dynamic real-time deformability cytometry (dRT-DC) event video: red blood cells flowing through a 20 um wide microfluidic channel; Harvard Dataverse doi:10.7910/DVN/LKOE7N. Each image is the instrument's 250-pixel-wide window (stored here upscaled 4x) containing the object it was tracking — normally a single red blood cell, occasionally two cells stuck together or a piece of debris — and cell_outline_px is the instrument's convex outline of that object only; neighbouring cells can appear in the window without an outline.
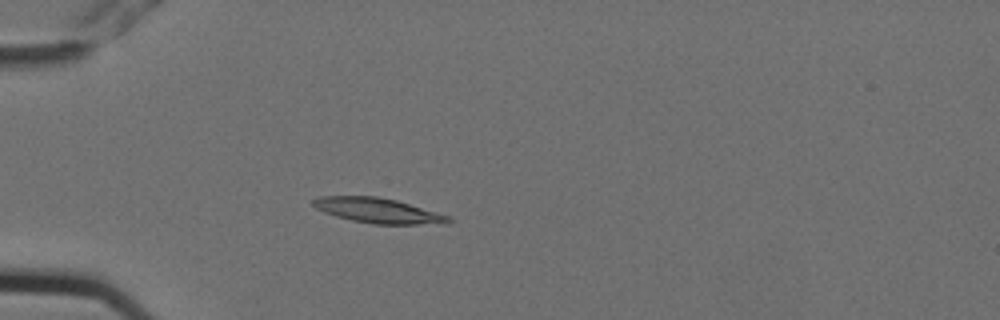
{"species": "Egyptian fruit bat (a non-hibernating species)", "species_latin": "Rousettus aegyptiacus", "temperature_condition": "cold", "stored_images_in_passage": 4, "camera_frame_rate_fps": 3000, "um_per_image_px": 0.085, "animal": {"sex": "female"}, "frame": {"image": 1, "passage_image": 3, "time_ms": 0.667, "image_size_px": [1000, 320], "cell_outline_px": [[452, 220], [448, 224], [372, 224], [352, 220], [336, 216], [324, 212], [316, 208], [312, 204], [312, 200], [320, 196], [376, 196], [396, 200], [452, 216]], "centroid_in_image_um": [32.18, 17.9], "position_along_channel_um": 52.8, "area_um2": 19.83}}